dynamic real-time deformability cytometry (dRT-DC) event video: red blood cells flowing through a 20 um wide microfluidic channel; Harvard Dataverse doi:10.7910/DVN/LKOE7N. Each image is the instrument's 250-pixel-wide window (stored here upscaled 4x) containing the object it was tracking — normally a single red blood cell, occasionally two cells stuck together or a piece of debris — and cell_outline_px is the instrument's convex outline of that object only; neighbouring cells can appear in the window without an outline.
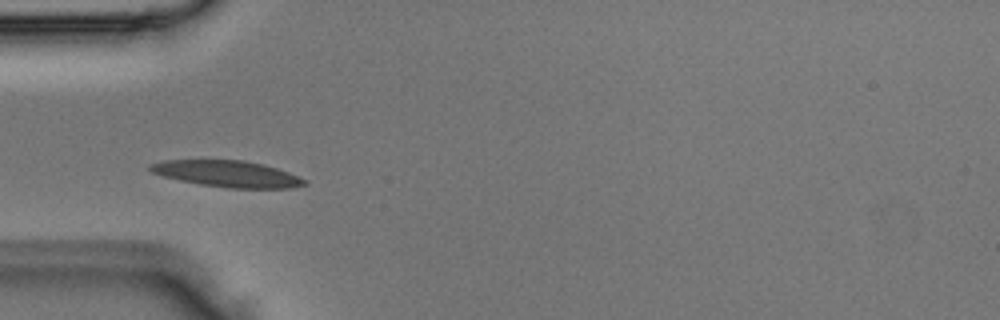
{"species": "Egyptian fruit bat (a non-hibernating species)", "species_latin": "Rousettus aegyptiacus", "temperature_condition": "room temperature", "stored_images_in_passage": 1, "camera_frame_rate_fps": 3000, "um_per_image_px": 0.085, "animal": {"sex": "male"}, "frame": {"image": 1, "passage_image": 1, "time_ms": 0.0, "image_size_px": [1000, 320], "cell_outline_px": [[308, 184], [292, 188], [228, 188], [200, 184], [180, 180], [164, 176], [152, 172], [148, 168], [148, 164], [164, 160], [244, 160], [264, 164], [288, 172], [308, 180]], "centroid_in_image_um": [19.35, 14.77], "position_along_channel_um": 65.7, "area_um2": 23.76}}